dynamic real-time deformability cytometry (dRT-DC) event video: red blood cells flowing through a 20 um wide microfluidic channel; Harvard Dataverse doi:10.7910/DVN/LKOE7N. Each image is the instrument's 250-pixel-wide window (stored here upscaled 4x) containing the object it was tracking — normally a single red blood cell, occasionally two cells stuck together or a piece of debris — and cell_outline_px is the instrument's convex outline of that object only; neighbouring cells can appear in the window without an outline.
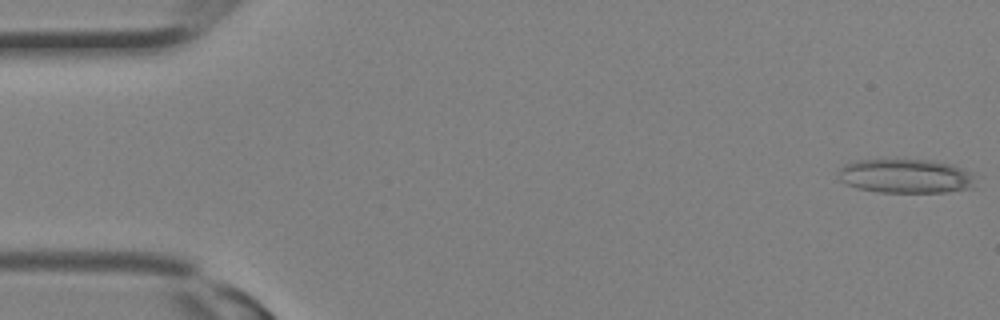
{"species": "Egyptian fruit bat (a non-hibernating species)", "species_latin": "Rousettus aegyptiacus", "temperature_condition": "room temperature", "stored_images_in_passage": 31, "camera_frame_rate_fps": 3000, "um_per_image_px": 0.085, "animal": {"sex": "female"}, "frame": {"image": 1, "passage_image": 1, "time_ms": 0.0, "image_size_px": [1000, 320], "cell_outline_px": [[980, 176], [972, 188], [944, 192], [876, 192], [856, 188], [844, 184], [836, 176], [836, 172], [844, 164], [856, 160], [932, 160], [952, 164]], "centroid_in_image_um": [76.99, 14.97], "position_along_channel_um": 8.0, "area_um2": 27.86}}
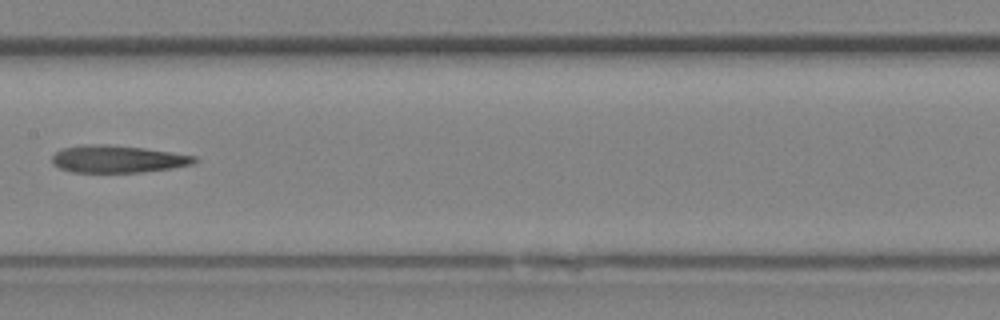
{"frame": {"image": 2, "passage_image": 16, "time_ms": 5.0, "image_size_px": [1000, 320], "cell_outline_px": [[196, 160], [192, 164], [172, 168], [140, 172], [72, 172], [60, 168], [52, 164], [52, 156], [60, 148], [84, 144], [108, 144], [144, 148], [196, 156]], "centroid_in_image_um": [9.94, 13.51], "position_along_channel_um": 197.5, "area_um2": 22.66}}
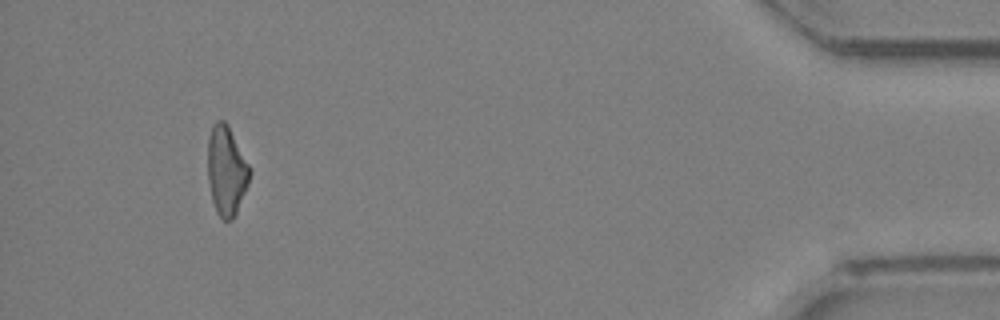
{"frame": {"image": 3, "passage_image": 29, "time_ms": 9.333, "image_size_px": [1000, 320], "cell_outline_px": [[252, 172], [248, 184], [236, 212], [232, 220], [224, 220], [216, 212], [212, 200], [208, 180], [208, 136], [212, 124], [216, 120], [224, 120], [228, 124], [252, 168]], "centroid_in_image_um": [19.26, 14.45], "position_along_channel_um": 415.9, "area_um2": 22.14}}